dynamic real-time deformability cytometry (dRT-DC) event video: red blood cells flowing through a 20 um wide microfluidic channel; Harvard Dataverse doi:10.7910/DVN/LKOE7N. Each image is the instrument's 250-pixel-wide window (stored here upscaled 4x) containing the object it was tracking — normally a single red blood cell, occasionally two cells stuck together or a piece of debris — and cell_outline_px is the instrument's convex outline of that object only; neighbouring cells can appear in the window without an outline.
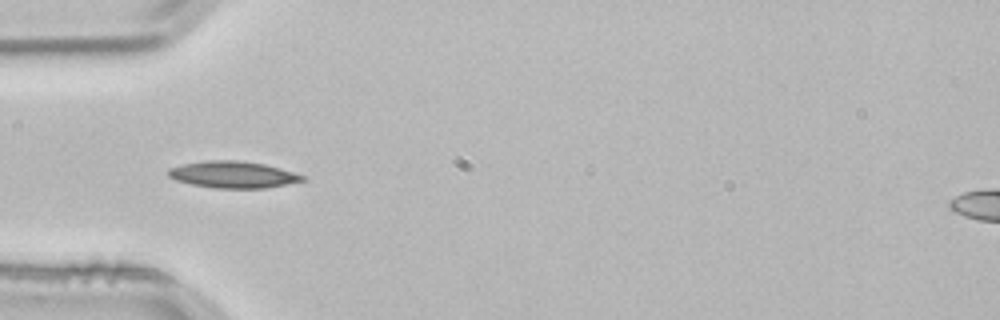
{"species": "common noctule bat (a hibernating species)", "species_latin": "Nyctalus noctula", "temperature_condition": "room temperature", "stored_images_in_passage": 3, "camera_frame_rate_fps": 3000, "um_per_image_px": 0.085, "animal": {"sex": "male", "body_mass_g": 21.5, "forearm_length_mm": 52.0}, "frame": {"image": 1, "passage_image": 3, "time_ms": 0.667, "image_size_px": [1000, 320], "cell_outline_px": [[308, 176], [304, 180], [264, 188], [216, 188], [192, 184], [176, 180], [168, 176], [168, 168], [184, 164], [208, 160], [236, 160], [264, 164], [280, 168]], "centroid_in_image_um": [19.81, 14.83], "position_along_channel_um": 65.2, "area_um2": 20.69}}